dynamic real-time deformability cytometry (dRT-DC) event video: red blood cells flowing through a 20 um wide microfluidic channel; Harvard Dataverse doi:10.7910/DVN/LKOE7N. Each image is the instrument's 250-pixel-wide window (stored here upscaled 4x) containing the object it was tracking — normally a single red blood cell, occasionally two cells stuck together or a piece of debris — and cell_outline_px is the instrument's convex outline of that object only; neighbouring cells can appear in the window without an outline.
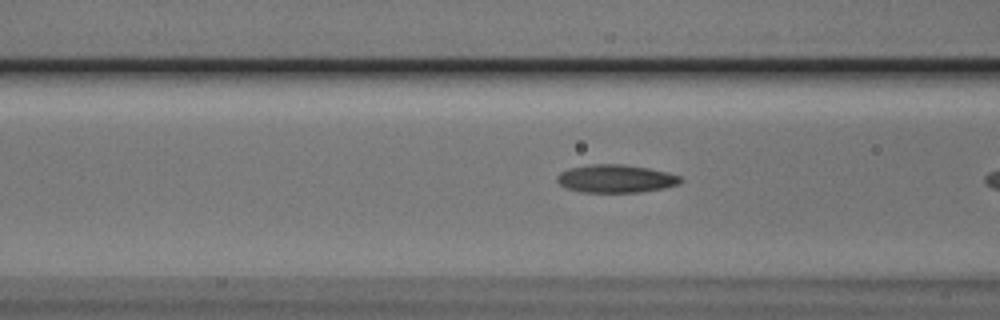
{"species": "Egyptian fruit bat (a non-hibernating species)", "species_latin": "Rousettus aegyptiacus", "temperature_condition": "cold", "stored_images_in_passage": 7, "camera_frame_rate_fps": 3000, "um_per_image_px": 0.085, "animal": {"sex": "male"}, "frame": {"image": 1, "passage_image": 6, "time_ms": 1.667, "image_size_px": [1000, 320], "cell_outline_px": [[684, 180], [680, 184], [664, 188], [640, 192], [580, 192], [564, 188], [556, 180], [556, 176], [560, 172], [568, 168], [592, 164], [620, 164], [648, 168], [680, 176]], "centroid_in_image_um": [52.31, 15.19], "position_along_channel_um": 114.3, "area_um2": 20.23}}